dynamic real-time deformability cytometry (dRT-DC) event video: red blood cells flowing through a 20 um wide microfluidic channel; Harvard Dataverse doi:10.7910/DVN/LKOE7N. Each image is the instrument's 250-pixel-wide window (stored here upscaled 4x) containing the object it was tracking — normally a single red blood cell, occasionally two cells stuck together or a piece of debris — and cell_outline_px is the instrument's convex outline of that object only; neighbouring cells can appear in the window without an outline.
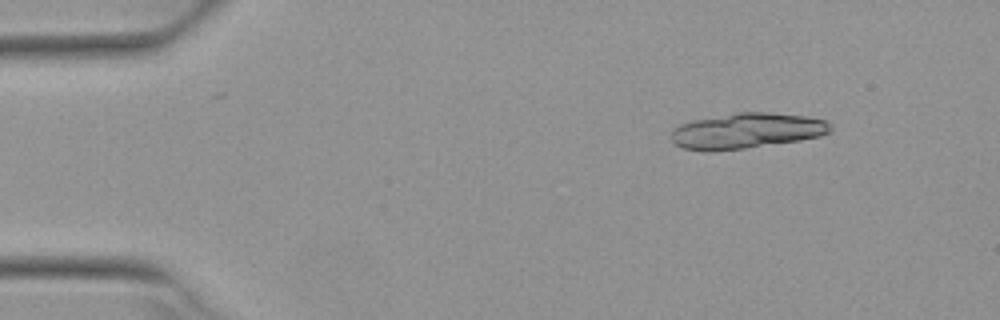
{"species": "Egyptian fruit bat (a non-hibernating species)", "species_latin": "Rousettus aegyptiacus", "temperature_condition": "warm", "stored_images_in_passage": 3, "camera_frame_rate_fps": 3000, "um_per_image_px": 0.085, "animal": {"sex": "female"}, "frame": {"image": 1, "passage_image": 1, "time_ms": 0.0, "image_size_px": [1000, 320], "cell_outline_px": [[832, 132], [820, 136], [800, 140], [744, 148], [712, 152], [704, 152], [684, 148], [676, 144], [672, 140], [672, 132], [680, 124], [692, 120], [736, 112], [764, 112], [804, 116], [824, 120], [832, 128]], "centroid_in_image_um": [63.44, 11.12], "position_along_channel_um": 21.6, "area_um2": 32.83}}